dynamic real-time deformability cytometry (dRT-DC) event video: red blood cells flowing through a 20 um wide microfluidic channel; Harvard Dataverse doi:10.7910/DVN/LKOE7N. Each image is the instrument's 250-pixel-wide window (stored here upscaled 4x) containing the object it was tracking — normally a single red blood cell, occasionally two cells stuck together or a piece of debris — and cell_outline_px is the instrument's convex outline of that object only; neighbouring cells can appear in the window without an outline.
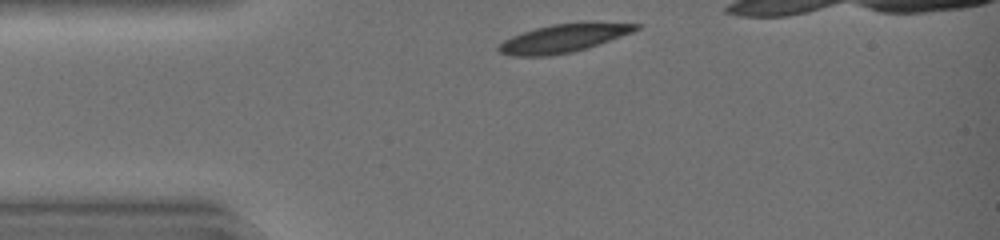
{"species": "common noctule bat (a hibernating species)", "species_latin": "Nyctalus noctula", "temperature_condition": "warm", "stored_images_in_passage": 30, "camera_frame_rate_fps": 3000, "um_per_image_px": 0.085, "animal": {"sex": "female", "body_mass_g": 19.0, "forearm_length_mm": 51.5}, "frame": {"image": 1, "passage_image": 1, "time_ms": 0.0, "image_size_px": [1000, 240], "cell_outline_px": [[644, 24], [640, 28], [632, 32], [588, 48], [572, 52], [548, 56], [512, 56], [500, 52], [496, 48], [504, 40], [512, 36], [536, 28], [552, 24], [580, 20], [588, 20]], "centroid_in_image_um": [47.98, 3.21], "position_along_channel_um": 37.0, "area_um2": 23.24}}
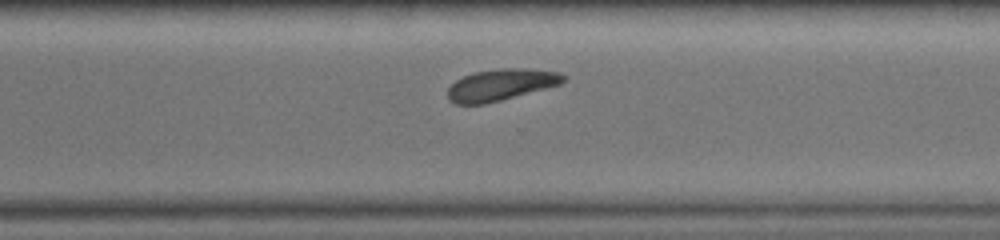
{"frame": {"image": 2, "passage_image": 23, "time_ms": 7.333, "image_size_px": [1000, 240], "cell_outline_px": [[568, 80], [560, 84], [500, 100], [484, 104], [456, 104], [448, 100], [448, 88], [456, 80], [464, 76], [476, 72], [504, 68], [524, 68], [560, 72], [568, 76]], "centroid_in_image_um": [42.61, 7.2], "position_along_channel_um": 328.0, "area_um2": 21.1}}
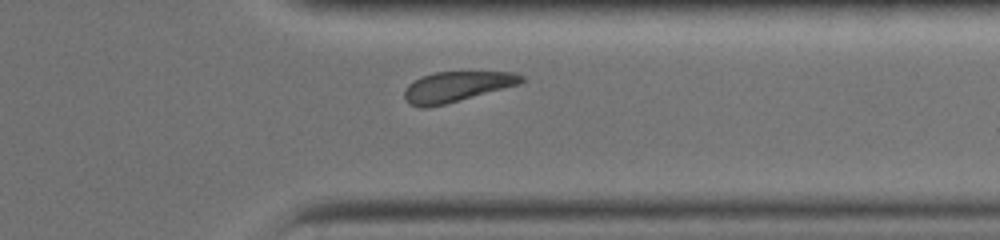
{"frame": {"image": 3, "passage_image": 26, "time_ms": 8.333, "image_size_px": [1000, 240], "cell_outline_px": [[524, 80], [520, 84], [444, 104], [428, 108], [420, 108], [412, 104], [404, 96], [404, 88], [412, 80], [420, 76], [436, 72], [516, 72], [524, 76]], "centroid_in_image_um": [38.8, 7.35], "position_along_channel_um": 372.6, "area_um2": 20.58}, "authors_computed_cell_mechanics": {"area_um2": 23.0044, "velocity_mm_per_s": 4.3586, "shape_relaxation_time_tau1_ms": 2.9005, "shape_relaxation_time_tau2_ms": null, "deformation_change_tau1": 0.1063, "deformation_change_tau2": null}}